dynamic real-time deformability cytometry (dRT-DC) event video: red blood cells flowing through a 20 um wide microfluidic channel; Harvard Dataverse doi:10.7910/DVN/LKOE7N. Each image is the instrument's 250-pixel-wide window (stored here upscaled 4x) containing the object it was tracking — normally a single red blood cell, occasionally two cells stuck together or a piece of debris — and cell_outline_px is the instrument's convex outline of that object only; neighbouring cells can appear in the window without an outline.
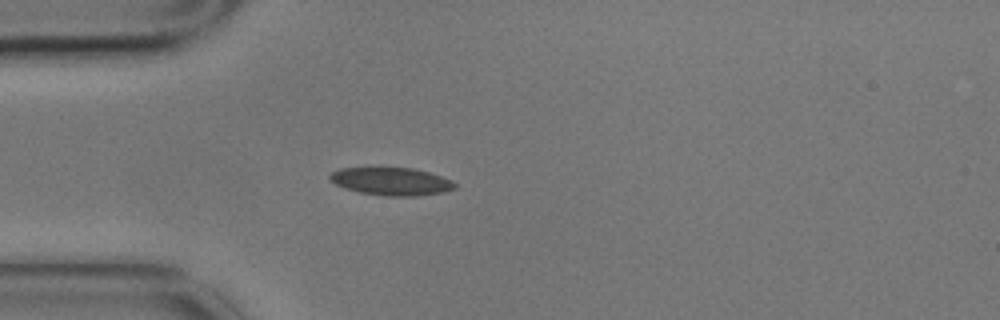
{"species": "common noctule bat (a hibernating species)", "species_latin": "Nyctalus noctula", "temperature_condition": "cold", "stored_images_in_passage": 5, "camera_frame_rate_fps": 3000, "um_per_image_px": 0.085, "animal": {"sex": "male", "body_mass_g": 17.9}, "frame": {"image": 1, "passage_image": 4, "time_ms": 1.0, "image_size_px": [1000, 320], "cell_outline_px": [[456, 188], [444, 192], [416, 196], [384, 196], [360, 192], [344, 188], [336, 184], [328, 176], [332, 172], [340, 168], [368, 164], [380, 164], [412, 168], [428, 172], [452, 180], [456, 184]], "centroid_in_image_um": [33.2, 15.35], "position_along_channel_um": 51.8, "area_um2": 21.33}}